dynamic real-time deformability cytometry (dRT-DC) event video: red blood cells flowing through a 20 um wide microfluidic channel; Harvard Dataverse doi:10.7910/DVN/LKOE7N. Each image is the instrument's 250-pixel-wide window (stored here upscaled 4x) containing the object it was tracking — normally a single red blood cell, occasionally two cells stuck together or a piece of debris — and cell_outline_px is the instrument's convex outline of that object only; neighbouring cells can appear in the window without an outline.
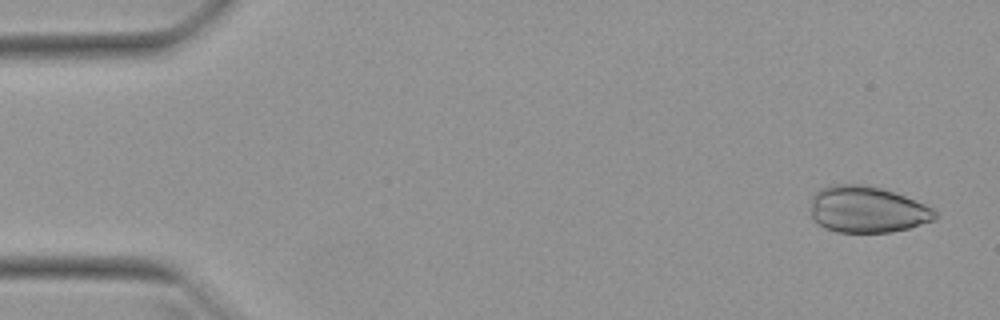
{"species": "Egyptian fruit bat (a non-hibernating species)", "species_latin": "Rousettus aegyptiacus", "temperature_condition": "warm", "stored_images_in_passage": 51, "camera_frame_rate_fps": 3000, "um_per_image_px": 0.085, "animal": {"sex": "female"}, "frame": {"image": 1, "passage_image": 2, "time_ms": 0.333, "image_size_px": [1000, 320], "cell_outline_px": [[940, 216], [936, 220], [908, 228], [892, 232], [836, 232], [824, 228], [812, 216], [808, 208], [812, 196], [820, 188], [828, 184], [864, 184], [880, 188], [904, 196], [924, 204], [932, 208]], "centroid_in_image_um": [73.68, 17.8], "position_along_channel_um": 11.3, "area_um2": 33.99}}
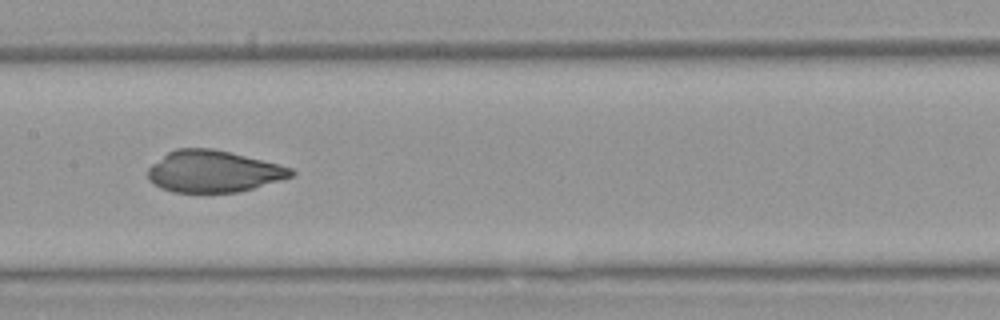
{"frame": {"image": 2, "passage_image": 25, "time_ms": 8.0, "image_size_px": [1000, 320], "cell_outline_px": [[296, 172], [292, 176], [280, 180], [240, 192], [172, 192], [160, 188], [152, 184], [148, 180], [148, 168], [152, 164], [168, 152], [176, 148], [212, 148], [280, 164], [292, 168]], "centroid_in_image_um": [18.12, 14.57], "position_along_channel_um": 189.3, "area_um2": 34.85}}
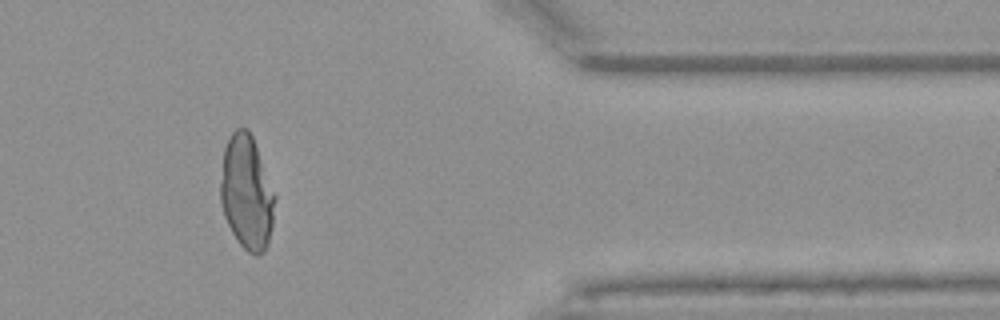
{"frame": {"image": 3, "passage_image": 42, "time_ms": 13.667, "image_size_px": [1000, 320], "cell_outline_px": [[276, 196], [272, 224], [268, 244], [264, 252], [260, 256], [256, 256], [248, 252], [240, 244], [232, 232], [224, 216], [220, 200], [220, 184], [224, 148], [232, 132], [236, 128], [248, 128], [252, 136]], "centroid_in_image_um": [20.97, 16.39], "position_along_channel_um": 390.4, "area_um2": 36.13}}